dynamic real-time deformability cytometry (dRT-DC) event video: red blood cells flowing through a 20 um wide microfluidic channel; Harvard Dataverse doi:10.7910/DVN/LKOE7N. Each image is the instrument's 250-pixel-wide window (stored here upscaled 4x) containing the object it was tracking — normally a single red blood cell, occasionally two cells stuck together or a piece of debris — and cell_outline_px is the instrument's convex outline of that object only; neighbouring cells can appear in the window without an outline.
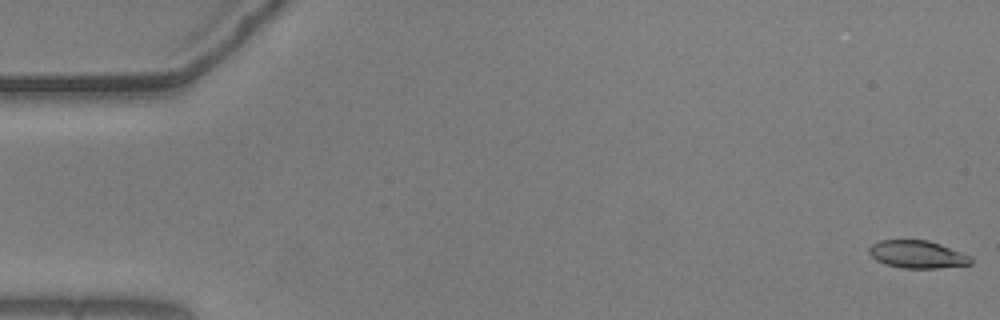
{"species": "common noctule bat (a hibernating species)", "species_latin": "Nyctalus noctula", "temperature_condition": "warm", "stored_images_in_passage": 56, "camera_frame_rate_fps": 3000, "um_per_image_px": 0.085, "animal": {"sex": "male", "body_mass_g": 20.5, "forearm_length_mm": 52.5}, "frame": {"image": 1, "passage_image": 1, "time_ms": 0.0, "image_size_px": [1000, 320], "cell_outline_px": [[972, 264], [940, 268], [904, 268], [884, 264], [876, 260], [868, 252], [868, 248], [872, 244], [880, 240], [928, 240], [940, 244], [972, 256]], "centroid_in_image_um": [77.98, 21.62], "position_along_channel_um": 7.0, "area_um2": 16.47}}
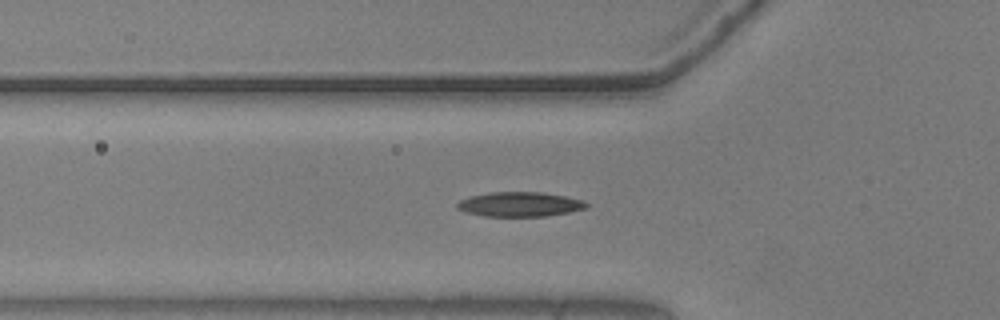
{"frame": {"image": 2, "passage_image": 19, "time_ms": 6.0, "image_size_px": [1000, 320], "cell_outline_px": [[588, 204], [584, 208], [568, 212], [548, 216], [484, 216], [464, 212], [456, 208], [456, 204], [460, 200], [468, 196], [488, 192], [540, 192], [564, 196], [584, 200]], "centroid_in_image_um": [44.12, 17.36], "position_along_channel_um": 81.7, "area_um2": 18.55}}
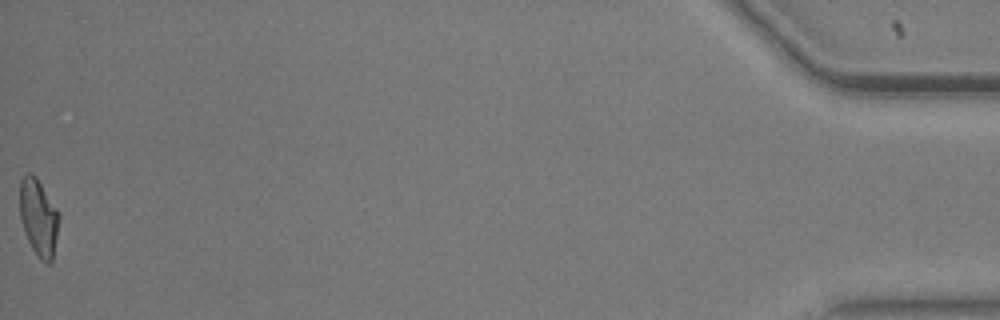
{"frame": {"image": 3, "passage_image": 56, "time_ms": 18.333, "image_size_px": [1000, 320], "cell_outline_px": [[60, 216], [52, 260], [48, 264], [40, 260], [32, 248], [28, 240], [20, 220], [20, 180], [28, 172], [32, 172], [36, 176], [56, 208]], "centroid_in_image_um": [3.27, 18.47], "position_along_channel_um": 431.9, "area_um2": 17.46}, "authors_computed_cell_mechanics": {"area_um2": 17.629, "velocity_mm_per_s": 3.6562, "shape_relaxation_time_tau1_ms": 4.7019, "shape_relaxation_time_tau2_ms": 2.9497, "deformation_change_tau1": 0.1722, "deformation_change_tau2": 0.1019}}